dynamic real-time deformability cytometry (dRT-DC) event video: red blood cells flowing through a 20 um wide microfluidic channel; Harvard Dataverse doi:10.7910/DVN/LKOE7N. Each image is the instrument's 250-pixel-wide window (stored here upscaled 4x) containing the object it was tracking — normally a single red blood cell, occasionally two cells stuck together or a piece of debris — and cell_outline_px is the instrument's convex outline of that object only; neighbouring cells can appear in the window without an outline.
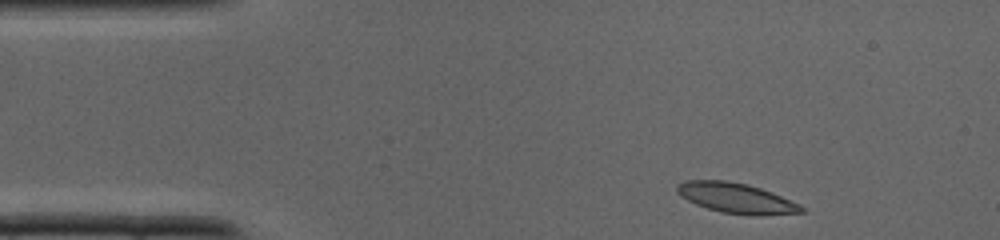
{"species": "common noctule bat (a hibernating species)", "species_latin": "Nyctalus noctula", "temperature_condition": "cold", "stored_images_in_passage": 34, "camera_frame_rate_fps": 3000, "um_per_image_px": 0.085, "animal": {"sex": "male", "body_mass_g": 19.0, "forearm_length_mm": 50.8}, "frame": {"image": 1, "passage_image": 1, "time_ms": 0.0, "image_size_px": [1000, 240], "cell_outline_px": [[804, 212], [760, 216], [756, 216], [720, 212], [696, 204], [680, 196], [676, 192], [676, 184], [684, 180], [724, 180], [744, 184], [760, 188], [772, 192], [800, 204], [804, 208]], "centroid_in_image_um": [62.56, 16.84], "position_along_channel_um": 22.4, "area_um2": 21.91}}
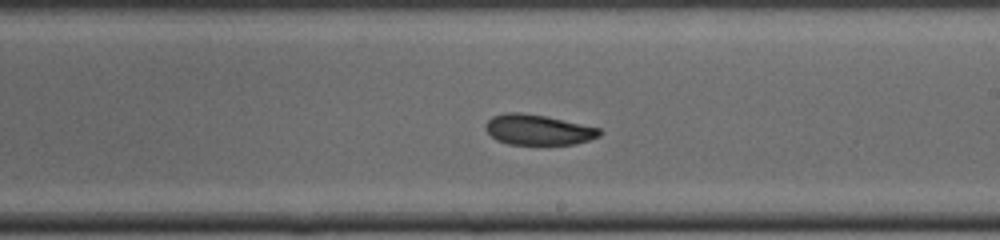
{"frame": {"image": 2, "passage_image": 17, "time_ms": 5.333, "image_size_px": [1000, 240], "cell_outline_px": [[600, 136], [576, 144], [508, 144], [496, 140], [484, 128], [484, 124], [492, 116], [504, 112], [520, 112], [544, 116], [600, 128]], "centroid_in_image_um": [45.69, 11.03], "position_along_channel_um": 243.3, "area_um2": 20.06}}
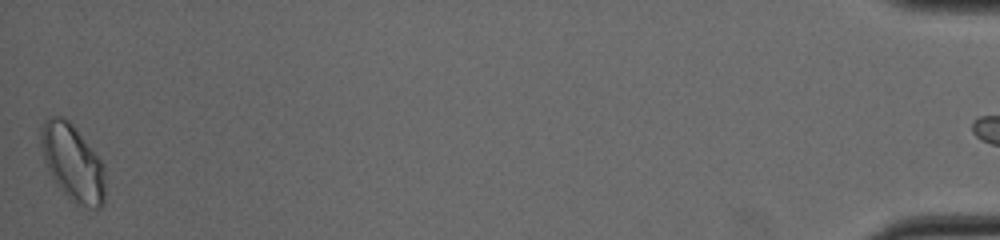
{"frame": {"image": 3, "passage_image": 33, "time_ms": 10.667, "image_size_px": [1000, 240], "cell_outline_px": [[104, 204], [100, 208], [92, 208], [76, 204], [56, 184], [44, 160], [40, 144], [40, 132], [44, 120], [48, 116], [60, 116], [68, 120], [72, 124], [104, 164]], "centroid_in_image_um": [6.17, 13.82], "position_along_channel_um": 429.0, "area_um2": 28.38}}